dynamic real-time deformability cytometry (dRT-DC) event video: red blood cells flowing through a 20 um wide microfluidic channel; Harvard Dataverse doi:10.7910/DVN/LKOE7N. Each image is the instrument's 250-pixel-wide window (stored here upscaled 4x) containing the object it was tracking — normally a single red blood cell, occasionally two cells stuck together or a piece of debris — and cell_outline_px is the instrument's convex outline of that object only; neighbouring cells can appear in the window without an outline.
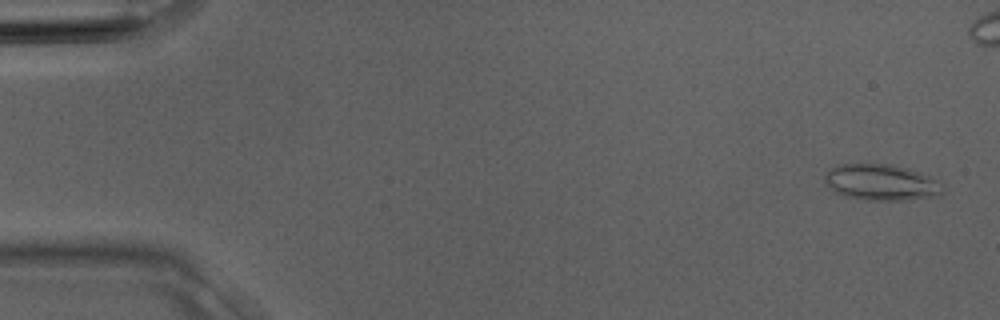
{"species": "Egyptian fruit bat (a non-hibernating species)", "species_latin": "Rousettus aegyptiacus", "temperature_condition": "room temperature", "stored_images_in_passage": 3, "camera_frame_rate_fps": 3000, "um_per_image_px": 0.085, "animal": {"sex": "male"}, "frame": {"image": 1, "passage_image": 1, "time_ms": 0.0, "image_size_px": [1000, 320], "cell_outline_px": [[944, 192], [940, 196], [904, 200], [868, 200], [844, 196], [836, 192], [824, 180], [824, 172], [836, 164], [892, 164], [908, 168], [920, 172], [940, 180], [944, 184]], "centroid_in_image_um": [74.96, 15.49], "position_along_channel_um": 10.0, "area_um2": 25.26}}